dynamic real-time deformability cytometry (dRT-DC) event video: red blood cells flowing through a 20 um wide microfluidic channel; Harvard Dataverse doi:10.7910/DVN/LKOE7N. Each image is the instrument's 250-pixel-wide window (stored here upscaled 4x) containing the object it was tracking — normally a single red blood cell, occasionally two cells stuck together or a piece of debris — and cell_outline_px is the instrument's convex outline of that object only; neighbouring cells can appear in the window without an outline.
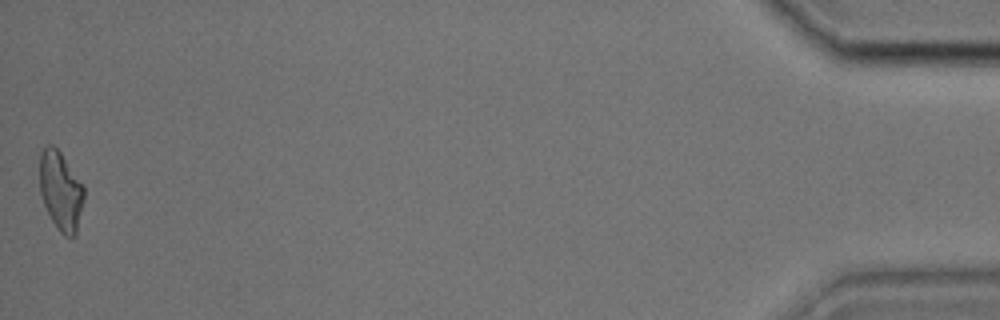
{"species": "common noctule bat (a hibernating species)", "species_latin": "Nyctalus noctula", "temperature_condition": "cold", "stored_images_in_passage": 33, "camera_frame_rate_fps": 3000, "um_per_image_px": 0.085, "animal": {"sex": "male", "body_mass_g": 17.9, "forearm_length_mm": 54.2}, "frame": {"image": 1, "passage_image": 33, "time_ms": 10.667, "image_size_px": [1000, 320], "cell_outline_px": [[84, 200], [76, 236], [64, 236], [60, 232], [52, 220], [44, 204], [40, 192], [40, 152], [48, 144], [52, 144], [60, 152], [84, 184]], "centroid_in_image_um": [5.18, 16.22], "position_along_channel_um": 430.0, "area_um2": 20.46}}